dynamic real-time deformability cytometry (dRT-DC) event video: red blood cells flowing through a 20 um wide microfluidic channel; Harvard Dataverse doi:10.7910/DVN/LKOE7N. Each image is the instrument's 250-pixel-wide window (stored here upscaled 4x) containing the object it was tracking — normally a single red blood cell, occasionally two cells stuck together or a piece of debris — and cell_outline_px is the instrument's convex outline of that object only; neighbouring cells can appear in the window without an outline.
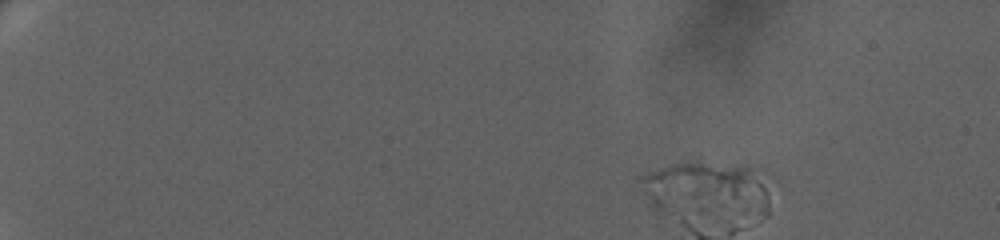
{"species": "human", "species_latin": "Homo sapiens", "temperature_condition": "warm", "stored_images_in_passage": 2, "segment_of_instrument_passage": [1, 2], "camera_frame_rate_fps": 3000, "um_per_image_px": 0.085, "donor": {"sex": "female"}, "frame": {"image": 1, "passage_image": 1, "time_ms": 0.0, "image_size_px": [1000, 240], "cell_outline_px": [[752, 180], [736, 200], [720, 204], [636, 180], [640, 176], [648, 172], [672, 164], [696, 160], [748, 164]], "centroid_in_image_um": [59.72, 15.26], "position_along_channel_um": 25.3, "area_um2": 23.58}}